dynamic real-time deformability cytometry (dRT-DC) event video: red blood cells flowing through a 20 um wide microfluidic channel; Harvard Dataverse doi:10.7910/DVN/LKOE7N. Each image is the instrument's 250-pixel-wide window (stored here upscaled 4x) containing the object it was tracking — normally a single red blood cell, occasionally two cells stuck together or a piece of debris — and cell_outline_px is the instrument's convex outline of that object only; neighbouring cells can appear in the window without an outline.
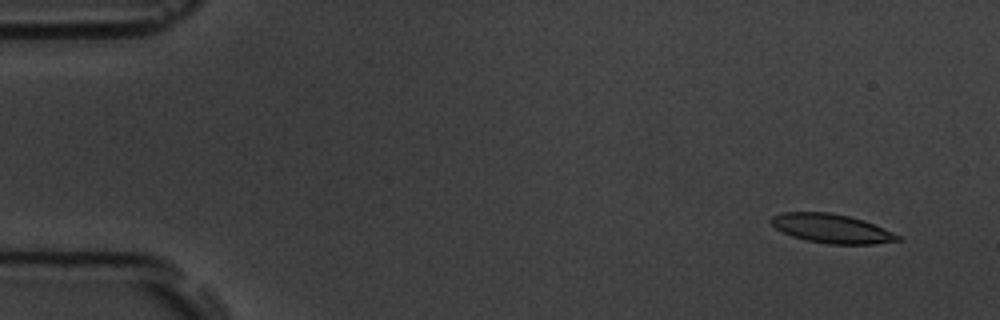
{"species": "common noctule bat (a hibernating species)", "species_latin": "Nyctalus noctula", "temperature_condition": "room temperature", "stored_images_in_passage": 17, "segment_of_instrument_passage": [1, 2], "camera_frame_rate_fps": 3000, "um_per_image_px": 0.085, "animal": {"sex": "male", "body_mass_g": 19.5, "forearm_length_mm": 54.6}, "frame": {"image": 1, "passage_image": 1, "time_ms": 0.0, "image_size_px": [1000, 320], "cell_outline_px": [[904, 240], [872, 244], [828, 244], [808, 240], [792, 236], [776, 228], [768, 220], [772, 216], [784, 212], [828, 212], [848, 216], [864, 220], [892, 232], [900, 236]], "centroid_in_image_um": [70.69, 19.42], "position_along_channel_um": 14.3, "area_um2": 21.27}}
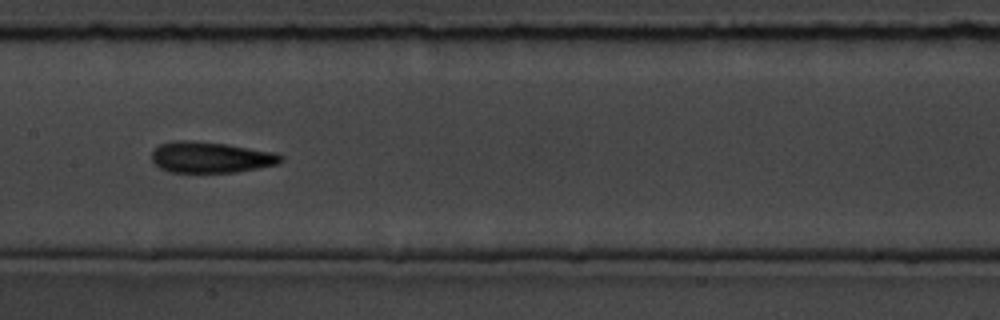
{"frame": {"image": 2, "passage_image": 8, "time_ms": 8.0, "image_size_px": [1000, 320], "cell_outline_px": [[284, 160], [280, 164], [236, 172], [168, 172], [160, 168], [152, 160], [152, 152], [160, 144], [172, 140], [188, 140], [228, 144], [276, 152], [284, 156]], "centroid_in_image_um": [17.96, 13.36], "position_along_channel_um": 189.4, "area_um2": 23.58}}
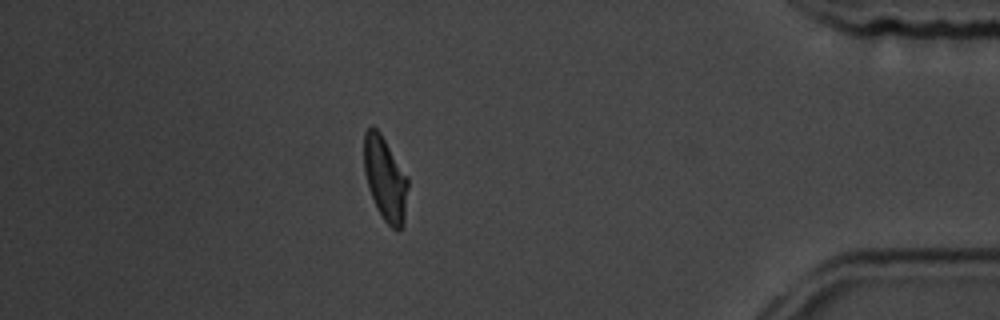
{"frame": {"image": 3, "passage_image": 14, "time_ms": 15.0, "image_size_px": [1000, 320], "cell_outline_px": [[408, 188], [404, 224], [396, 232], [384, 220], [376, 208], [368, 188], [364, 172], [364, 132], [372, 124], [380, 132], [408, 176]], "centroid_in_image_um": [32.74, 15.2], "position_along_channel_um": 402.5, "area_um2": 21.79}}